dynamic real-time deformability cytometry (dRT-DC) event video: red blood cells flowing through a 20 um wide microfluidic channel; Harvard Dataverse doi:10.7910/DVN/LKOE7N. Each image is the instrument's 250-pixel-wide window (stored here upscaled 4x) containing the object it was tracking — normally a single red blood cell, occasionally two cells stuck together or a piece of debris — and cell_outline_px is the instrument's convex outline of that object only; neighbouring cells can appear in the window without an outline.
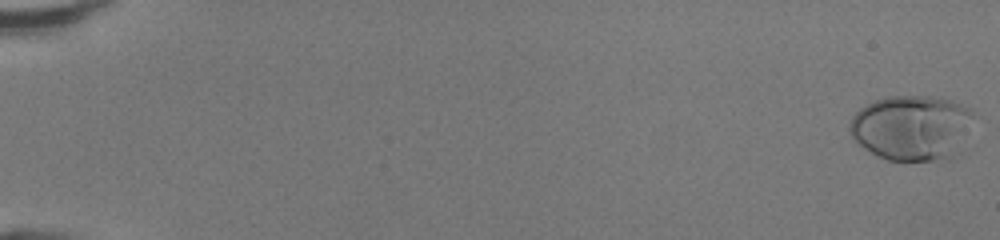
{"species": "human", "species_latin": "Homo sapiens", "temperature_condition": "room temperature", "stored_images_in_passage": 23, "camera_frame_rate_fps": 3000, "um_per_image_px": 0.085, "donor": {"sex": "female"}, "frame": {"image": 1, "passage_image": 1, "time_ms": 0.0, "image_size_px": [1000, 240], "cell_outline_px": [[976, 116], [948, 160], [888, 160], [864, 148], [852, 136], [848, 128], [848, 124], [852, 116], [860, 108], [876, 100], [888, 96], [932, 96], [948, 100], [972, 108]], "centroid_in_image_um": [77.47, 10.82], "position_along_channel_um": 7.5, "area_um2": 46.53}}
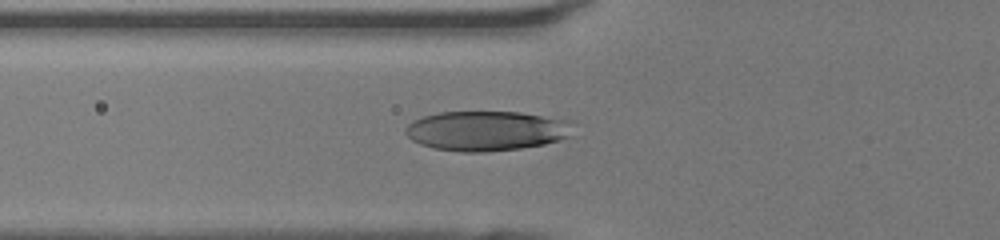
{"frame": {"image": 2, "passage_image": 20, "time_ms": 6.333, "image_size_px": [1000, 240], "cell_outline_px": [[568, 136], [560, 140], [544, 144], [520, 148], [484, 152], [460, 152], [432, 148], [420, 144], [412, 140], [404, 132], [404, 128], [412, 120], [424, 116], [440, 112], [520, 112], [564, 120]], "centroid_in_image_um": [41.19, 11.13], "position_along_channel_um": 84.6, "area_um2": 38.26}}
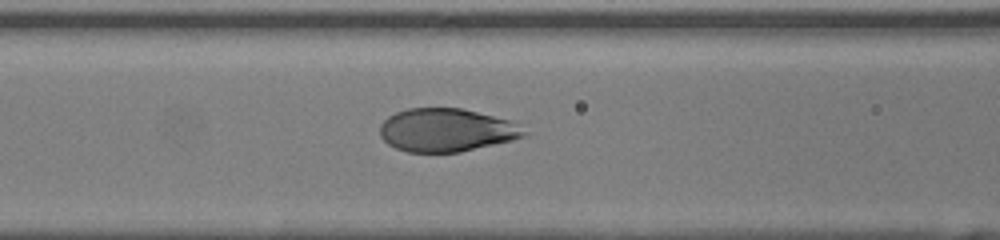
{"frame": {"image": 3, "passage_image": 23, "time_ms": 7.333, "image_size_px": [1000, 240], "cell_outline_px": [[528, 132], [524, 136], [512, 140], [460, 152], [408, 152], [396, 148], [388, 144], [380, 136], [380, 124], [388, 116], [396, 112], [408, 108], [460, 108], [508, 120]], "centroid_in_image_um": [37.89, 11.06], "position_along_channel_um": 128.7, "area_um2": 35.95}}